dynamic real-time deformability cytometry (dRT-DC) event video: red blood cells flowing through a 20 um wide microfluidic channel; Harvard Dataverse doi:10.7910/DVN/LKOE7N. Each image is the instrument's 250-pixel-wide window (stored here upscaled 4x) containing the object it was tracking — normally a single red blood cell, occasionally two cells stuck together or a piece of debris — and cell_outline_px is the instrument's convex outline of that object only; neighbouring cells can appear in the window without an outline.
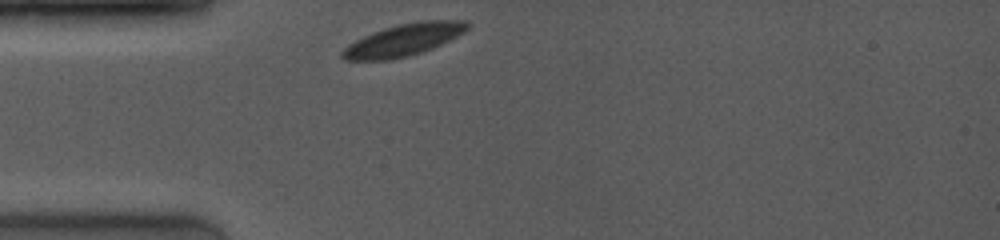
{"species": "common noctule bat (a hibernating species)", "species_latin": "Nyctalus noctula", "temperature_condition": "room temperature", "stored_images_in_passage": 5, "camera_frame_rate_fps": 4000, "um_per_image_px": 0.085, "animal": {"sex": "female", "body_mass_g": 19.0, "forearm_length_mm": 53.3}, "frame": {"image": 1, "passage_image": 1, "time_ms": 0.0, "image_size_px": [1000, 240], "cell_outline_px": [[468, 28], [464, 32], [432, 48], [408, 56], [388, 60], [344, 60], [340, 56], [340, 52], [348, 44], [372, 32], [384, 28], [400, 24], [420, 20], [468, 20]], "centroid_in_image_um": [34.27, 3.39], "position_along_channel_um": 50.7, "area_um2": 23.18}}